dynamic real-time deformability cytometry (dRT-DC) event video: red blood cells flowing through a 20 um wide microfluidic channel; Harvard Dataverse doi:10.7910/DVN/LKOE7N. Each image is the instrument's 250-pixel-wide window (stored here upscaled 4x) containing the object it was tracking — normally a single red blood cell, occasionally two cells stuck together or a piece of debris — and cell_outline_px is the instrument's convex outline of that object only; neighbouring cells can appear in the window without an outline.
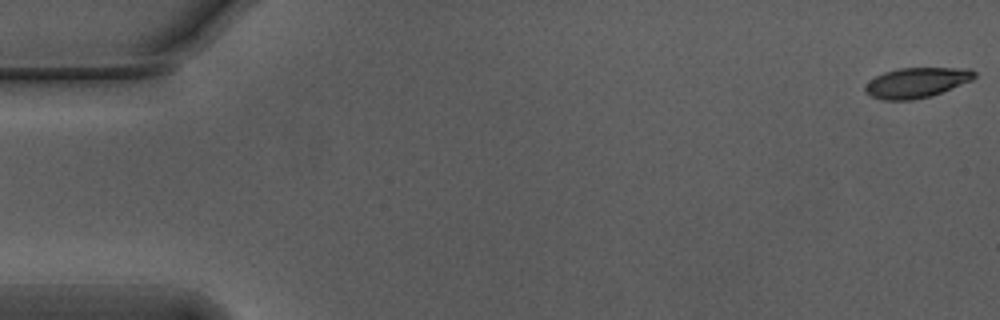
{"species": "Egyptian fruit bat (a non-hibernating species)", "species_latin": "Rousettus aegyptiacus", "temperature_condition": "warm", "stored_images_in_passage": 10, "camera_frame_rate_fps": 3000, "um_per_image_px": 0.085, "animal": {"sex": "male"}, "frame": {"image": 1, "passage_image": 1, "time_ms": 0.0, "image_size_px": [1000, 320], "cell_outline_px": [[976, 76], [972, 80], [940, 92], [928, 96], [912, 100], [884, 100], [872, 96], [864, 92], [864, 84], [876, 76], [884, 72], [900, 68], [968, 68], [976, 72]], "centroid_in_image_um": [77.87, 7.01], "position_along_channel_um": 7.1, "area_um2": 19.02}}